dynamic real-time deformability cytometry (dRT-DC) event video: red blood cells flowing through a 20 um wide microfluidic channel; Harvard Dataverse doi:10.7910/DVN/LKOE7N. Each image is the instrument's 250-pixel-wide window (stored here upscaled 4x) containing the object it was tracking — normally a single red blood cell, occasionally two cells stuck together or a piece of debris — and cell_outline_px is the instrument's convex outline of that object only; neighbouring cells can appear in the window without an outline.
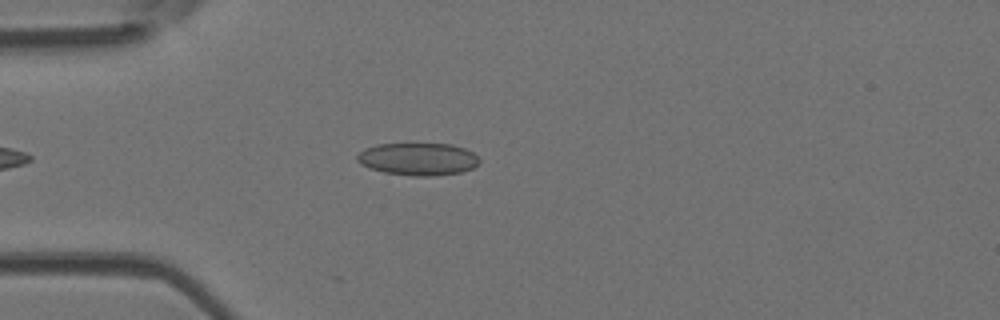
{"species": "Egyptian fruit bat (a non-hibernating species)", "species_latin": "Rousettus aegyptiacus", "temperature_condition": "room temperature", "stored_images_in_passage": 30, "camera_frame_rate_fps": 3000, "um_per_image_px": 0.085, "animal": {"sex": "female"}, "frame": {"image": 1, "passage_image": 7, "time_ms": 2.0, "image_size_px": [1000, 320], "cell_outline_px": [[480, 160], [472, 168], [460, 172], [432, 176], [412, 176], [384, 172], [368, 168], [360, 164], [356, 160], [356, 156], [364, 148], [376, 144], [452, 144], [464, 148], [472, 152]], "centroid_in_image_um": [35.48, 13.52], "position_along_channel_um": 49.5, "area_um2": 23.12}}
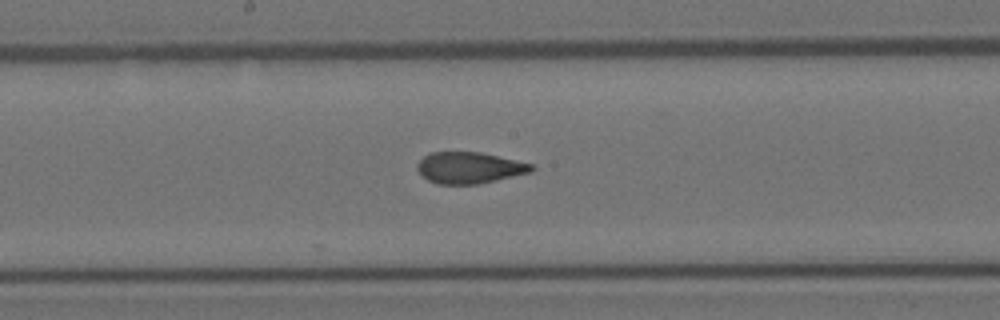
{"frame": {"image": 2, "passage_image": 16, "time_ms": 5.0, "image_size_px": [1000, 320], "cell_outline_px": [[536, 168], [532, 172], [480, 184], [436, 184], [428, 180], [416, 168], [416, 164], [424, 156], [432, 152], [480, 152], [532, 164]], "centroid_in_image_um": [39.9, 14.27], "position_along_channel_um": 208.3, "area_um2": 20.87}}
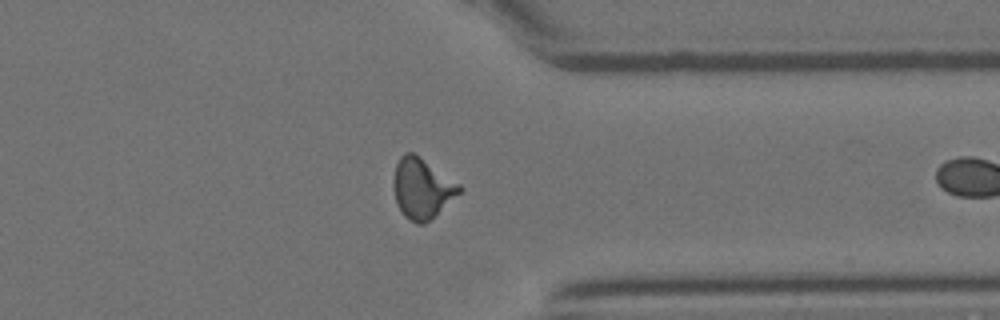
{"frame": {"image": 3, "passage_image": 29, "time_ms": 9.333, "image_size_px": [1000, 320], "cell_outline_px": [[464, 188], [460, 192], [424, 224], [416, 224], [408, 220], [404, 216], [396, 204], [392, 184], [392, 180], [396, 164], [400, 156], [404, 152], [412, 152], [420, 156], [460, 184]], "centroid_in_image_um": [35.83, 15.99], "position_along_channel_um": 375.6, "area_um2": 23.18}}